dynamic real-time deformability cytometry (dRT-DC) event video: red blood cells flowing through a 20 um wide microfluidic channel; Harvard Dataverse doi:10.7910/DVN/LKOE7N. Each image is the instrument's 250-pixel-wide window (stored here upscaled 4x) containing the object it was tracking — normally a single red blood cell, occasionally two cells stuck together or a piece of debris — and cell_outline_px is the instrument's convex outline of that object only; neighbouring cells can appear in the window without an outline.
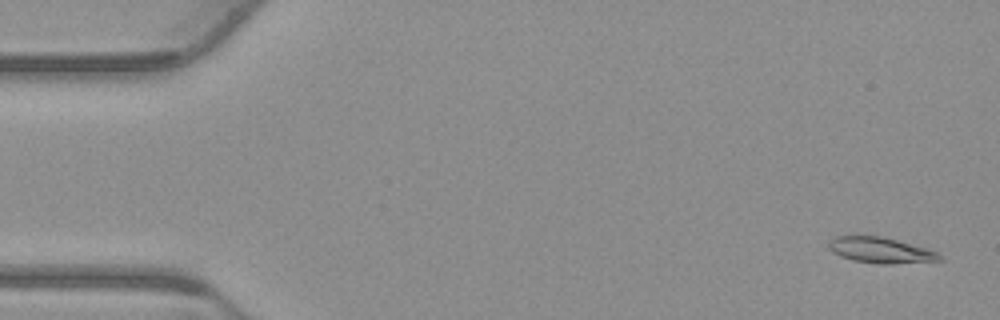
{"species": "common noctule bat (a hibernating species)", "species_latin": "Nyctalus noctula", "temperature_condition": "warm", "stored_images_in_passage": 53, "camera_frame_rate_fps": 3000, "um_per_image_px": 0.085, "animal": {"sex": "male", "body_mass_g": 23.1, "forearm_length_mm": 52.7}, "frame": {"image": 1, "passage_image": 2, "time_ms": 0.333, "image_size_px": [1000, 320], "cell_outline_px": [[944, 260], [892, 264], [880, 264], [852, 260], [840, 256], [832, 252], [828, 248], [828, 240], [836, 236], [880, 236], [896, 240], [924, 248], [936, 252]], "centroid_in_image_um": [74.79, 21.27], "position_along_channel_um": 10.2, "area_um2": 16.47}}
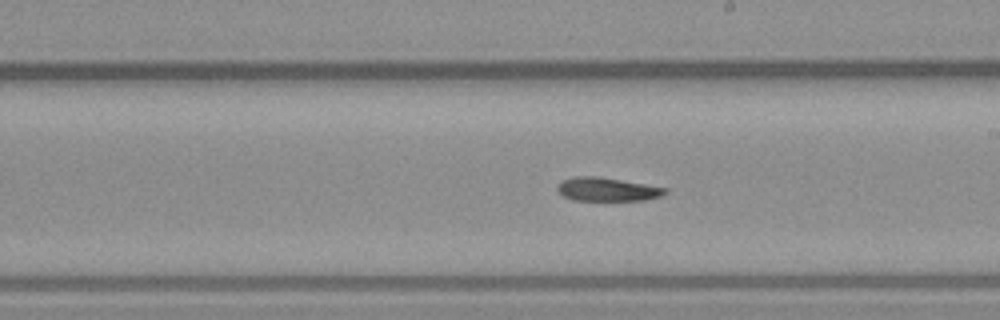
{"frame": {"image": 2, "passage_image": 30, "time_ms": 9.667, "image_size_px": [1000, 320], "cell_outline_px": [[668, 192], [660, 196], [644, 200], [572, 200], [564, 196], [556, 188], [556, 184], [572, 176], [600, 176], [668, 188]], "centroid_in_image_um": [51.6, 16.08], "position_along_channel_um": 237.4, "area_um2": 14.85}}
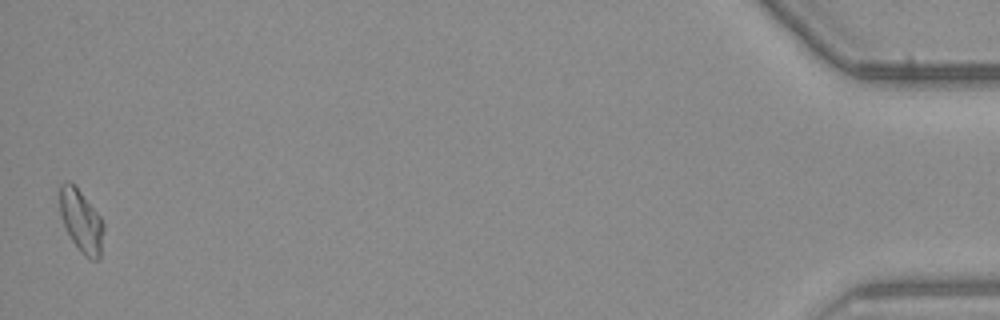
{"frame": {"image": 3, "passage_image": 53, "time_ms": 17.333, "image_size_px": [1000, 320], "cell_outline_px": [[104, 228], [100, 256], [96, 260], [92, 260], [80, 252], [72, 240], [64, 224], [60, 212], [60, 184], [64, 180], [68, 180], [76, 184], [100, 216], [104, 224]], "centroid_in_image_um": [6.91, 18.73], "position_along_channel_um": 428.3, "area_um2": 16.07}, "authors_computed_cell_mechanics": {"area_um2": 15.8372, "velocity_mm_per_s": 3.8182, "shape_relaxation_time_tau1_ms": 5.2833, "shape_relaxation_time_tau2_ms": 2.3643, "deformation_change_tau1": 0.1563, "deformation_change_tau2": 0.0871}}